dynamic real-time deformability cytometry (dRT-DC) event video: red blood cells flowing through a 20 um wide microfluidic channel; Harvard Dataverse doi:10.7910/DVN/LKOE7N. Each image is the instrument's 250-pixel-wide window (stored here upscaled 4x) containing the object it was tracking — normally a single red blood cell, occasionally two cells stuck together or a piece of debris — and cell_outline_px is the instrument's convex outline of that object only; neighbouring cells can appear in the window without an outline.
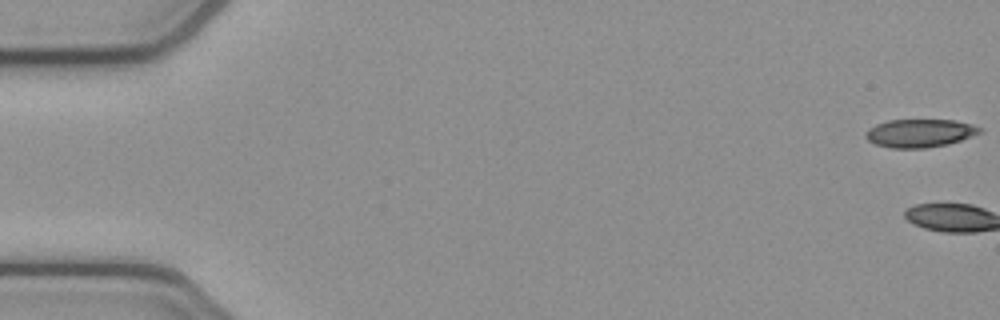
{"species": "common noctule bat (a hibernating species)", "species_latin": "Nyctalus noctula", "temperature_condition": "cold", "stored_images_in_passage": 3, "camera_frame_rate_fps": 3000, "um_per_image_px": 0.085, "animal": {"sex": "female", "body_mass_g": 21.9}, "frame": {"image": 1, "passage_image": 1, "time_ms": 0.0, "image_size_px": [1000, 320], "cell_outline_px": [[984, 128], [980, 132], [972, 136], [948, 144], [924, 148], [892, 148], [876, 144], [868, 140], [864, 136], [864, 132], [868, 128], [876, 124], [888, 120], [956, 120], [972, 124]], "centroid_in_image_um": [78.17, 11.31], "position_along_channel_um": 6.8, "area_um2": 18.79}}